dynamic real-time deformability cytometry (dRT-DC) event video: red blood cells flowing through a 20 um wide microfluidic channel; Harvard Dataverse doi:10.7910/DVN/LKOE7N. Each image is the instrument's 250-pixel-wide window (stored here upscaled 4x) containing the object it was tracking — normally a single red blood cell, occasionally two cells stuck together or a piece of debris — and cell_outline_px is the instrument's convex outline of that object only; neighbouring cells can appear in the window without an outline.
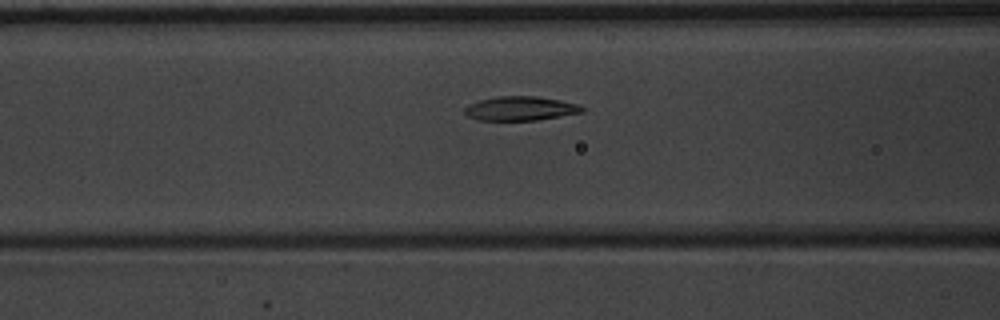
{"species": "common noctule bat (a hibernating species)", "species_latin": "Nyctalus noctula", "temperature_condition": "warm", "stored_images_in_passage": 12, "camera_frame_rate_fps": 3000, "um_per_image_px": 0.085, "animal": {"sex": "male", "body_mass_g": 20.1, "forearm_length_mm": 53.5}, "frame": {"image": 1, "passage_image": 10, "time_ms": 3.0, "image_size_px": [1000, 320], "cell_outline_px": [[588, 108], [584, 112], [536, 120], [476, 120], [468, 116], [464, 112], [464, 108], [468, 104], [480, 100], [496, 96], [536, 96], [560, 100], [576, 104]], "centroid_in_image_um": [44.24, 9.22], "position_along_channel_um": 122.4, "area_um2": 16.59}}